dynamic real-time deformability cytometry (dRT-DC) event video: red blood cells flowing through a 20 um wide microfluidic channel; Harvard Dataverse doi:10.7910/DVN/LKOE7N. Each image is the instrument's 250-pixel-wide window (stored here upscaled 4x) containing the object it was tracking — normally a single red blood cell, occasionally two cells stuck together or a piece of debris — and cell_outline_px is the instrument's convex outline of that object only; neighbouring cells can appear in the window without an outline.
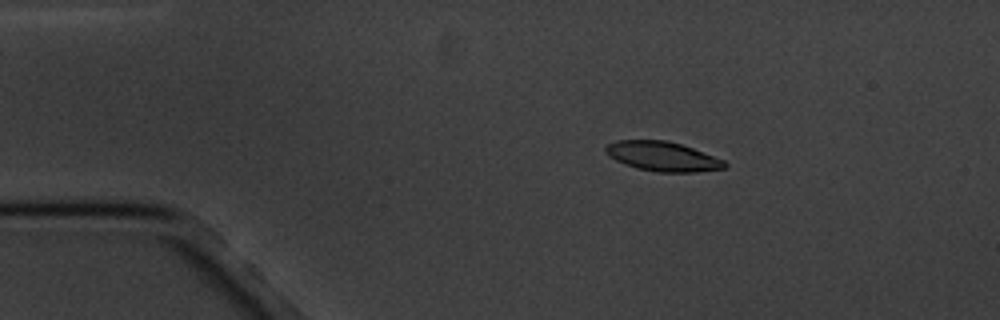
{"species": "common noctule bat (a hibernating species)", "species_latin": "Nyctalus noctula", "temperature_condition": "cold", "stored_images_in_passage": 5, "camera_frame_rate_fps": 3000, "um_per_image_px": 0.085, "animal": {"sex": "male", "body_mass_g": 20.1, "forearm_length_mm": 53.5}, "frame": {"image": 1, "passage_image": 3, "time_ms": 2.333, "image_size_px": [1000, 320], "cell_outline_px": [[728, 164], [724, 168], [696, 172], [656, 172], [636, 168], [624, 164], [608, 156], [604, 152], [604, 148], [608, 144], [616, 140], [668, 140], [692, 148], [724, 160]], "centroid_in_image_um": [56.28, 13.29], "position_along_channel_um": 28.7, "area_um2": 20.52}}